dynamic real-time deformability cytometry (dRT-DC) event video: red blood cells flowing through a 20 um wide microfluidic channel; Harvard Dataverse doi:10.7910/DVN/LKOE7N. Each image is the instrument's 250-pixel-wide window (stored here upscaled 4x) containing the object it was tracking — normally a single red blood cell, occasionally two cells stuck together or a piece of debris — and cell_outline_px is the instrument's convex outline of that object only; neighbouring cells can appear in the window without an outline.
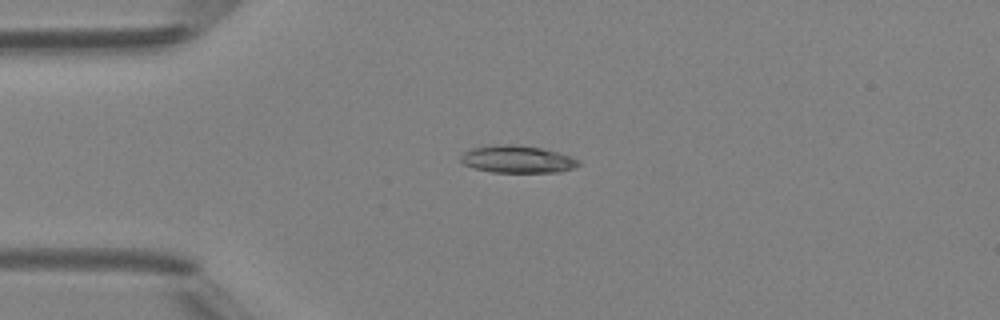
{"species": "Egyptian fruit bat (a non-hibernating species)", "species_latin": "Rousettus aegyptiacus", "temperature_condition": "room temperature", "stored_images_in_passage": 37, "camera_frame_rate_fps": 3000, "um_per_image_px": 0.085, "animal": {"sex": "female"}, "frame": {"image": 1, "passage_image": 1, "time_ms": 0.0, "image_size_px": [1000, 320], "cell_outline_px": [[580, 164], [572, 168], [560, 172], [492, 172], [472, 168], [464, 164], [460, 160], [460, 156], [464, 152], [472, 148], [492, 144], [512, 144], [540, 148], [556, 152], [580, 160]], "centroid_in_image_um": [43.92, 13.53], "position_along_channel_um": 41.1, "area_um2": 18.73}}
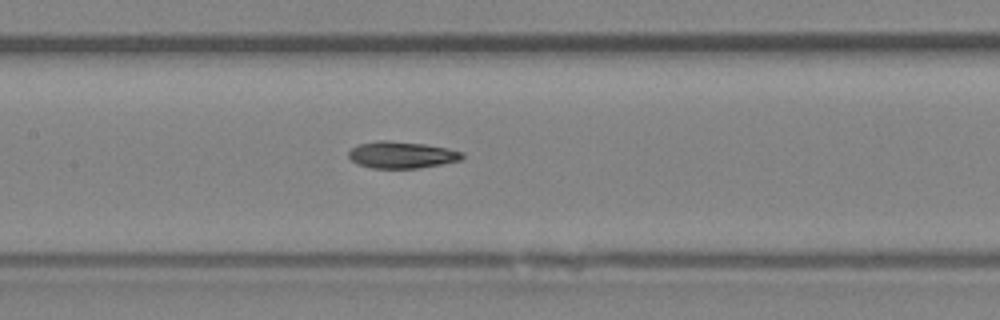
{"frame": {"image": 2, "passage_image": 12, "time_ms": 3.667, "image_size_px": [1000, 320], "cell_outline_px": [[464, 156], [460, 160], [440, 164], [416, 168], [372, 168], [360, 164], [352, 160], [348, 156], [348, 152], [352, 148], [360, 144], [376, 140], [388, 140], [424, 144], [448, 148], [464, 152]], "centroid_in_image_um": [34.15, 13.15], "position_along_channel_um": 173.2, "area_um2": 17.57}}
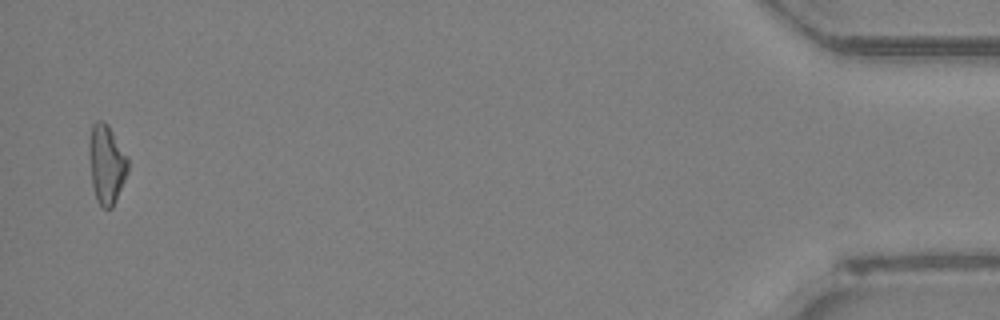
{"frame": {"image": 3, "passage_image": 36, "time_ms": 11.667, "image_size_px": [1000, 320], "cell_outline_px": [[128, 172], [112, 208], [104, 208], [96, 200], [92, 184], [88, 156], [88, 144], [92, 124], [96, 120], [104, 120], [108, 124], [128, 156]], "centroid_in_image_um": [9.04, 13.9], "position_along_channel_um": 426.2, "area_um2": 18.15}, "authors_computed_cell_mechanics": {"area_um2": 17.6868, "velocity_mm_per_s": 4.3009, "shape_relaxation_time_tau1_ms": 10.9349, "shape_relaxation_time_tau2_ms": null, "deformation_change_tau1": 0.2584, "deformation_change_tau2": null}}